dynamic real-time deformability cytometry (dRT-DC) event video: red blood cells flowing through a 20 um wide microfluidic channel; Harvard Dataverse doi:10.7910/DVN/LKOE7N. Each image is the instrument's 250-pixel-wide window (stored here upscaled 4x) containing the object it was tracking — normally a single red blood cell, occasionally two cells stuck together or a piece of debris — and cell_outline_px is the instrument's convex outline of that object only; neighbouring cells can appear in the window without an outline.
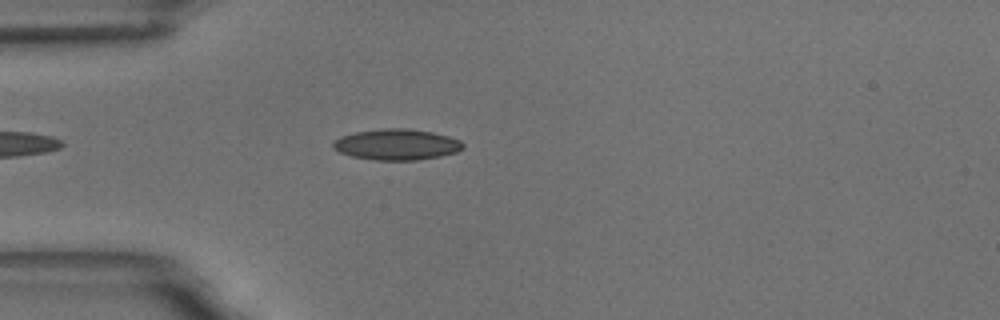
{"species": "common noctule bat (a hibernating species)", "species_latin": "Nyctalus noctula", "temperature_condition": "room temperature", "stored_images_in_passage": 44, "camera_frame_rate_fps": 3000, "um_per_image_px": 0.085, "animal": {"sex": "male", "body_mass_g": 18.8}, "frame": {"image": 1, "passage_image": 7, "time_ms": 2.0, "image_size_px": [1000, 320], "cell_outline_px": [[464, 148], [456, 152], [440, 156], [416, 160], [376, 160], [352, 156], [340, 152], [332, 148], [332, 144], [340, 136], [356, 132], [380, 128], [408, 128], [432, 132], [448, 136], [460, 140], [464, 144]], "centroid_in_image_um": [33.72, 12.27], "position_along_channel_um": 51.3, "area_um2": 23.41}}
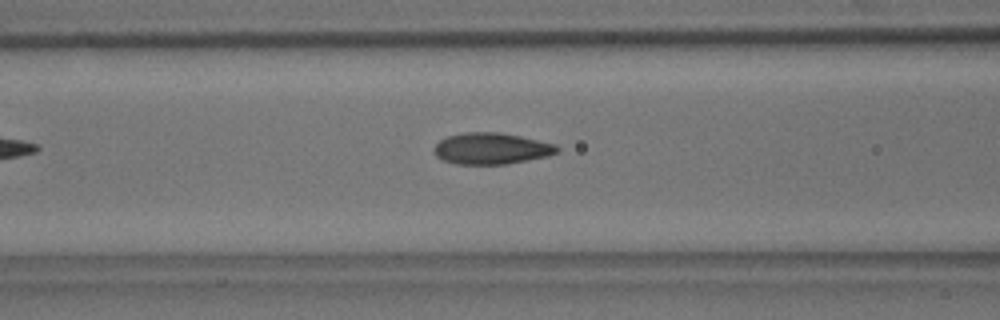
{"frame": {"image": 2, "passage_image": 14, "time_ms": 4.333, "image_size_px": [1000, 320], "cell_outline_px": [[560, 148], [556, 152], [548, 156], [508, 164], [456, 164], [444, 160], [436, 156], [432, 148], [440, 140], [448, 136], [464, 132], [500, 132], [520, 136], [556, 144]], "centroid_in_image_um": [41.76, 12.62], "position_along_channel_um": 124.8, "area_um2": 22.54}}
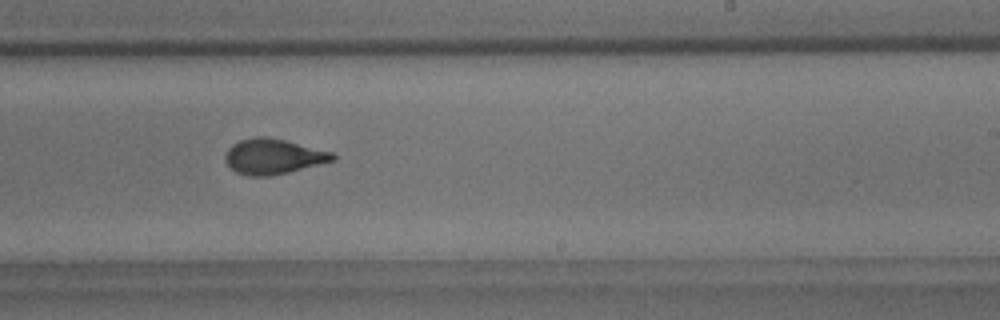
{"frame": {"image": 3, "passage_image": 26, "time_ms": 8.333, "image_size_px": [1000, 320], "cell_outline_px": [[336, 160], [272, 176], [248, 176], [236, 172], [224, 160], [224, 156], [228, 148], [232, 144], [240, 140], [256, 136], [264, 136], [284, 140], [332, 152], [336, 156]], "centroid_in_image_um": [23.2, 13.3], "position_along_channel_um": 265.8, "area_um2": 22.02}}